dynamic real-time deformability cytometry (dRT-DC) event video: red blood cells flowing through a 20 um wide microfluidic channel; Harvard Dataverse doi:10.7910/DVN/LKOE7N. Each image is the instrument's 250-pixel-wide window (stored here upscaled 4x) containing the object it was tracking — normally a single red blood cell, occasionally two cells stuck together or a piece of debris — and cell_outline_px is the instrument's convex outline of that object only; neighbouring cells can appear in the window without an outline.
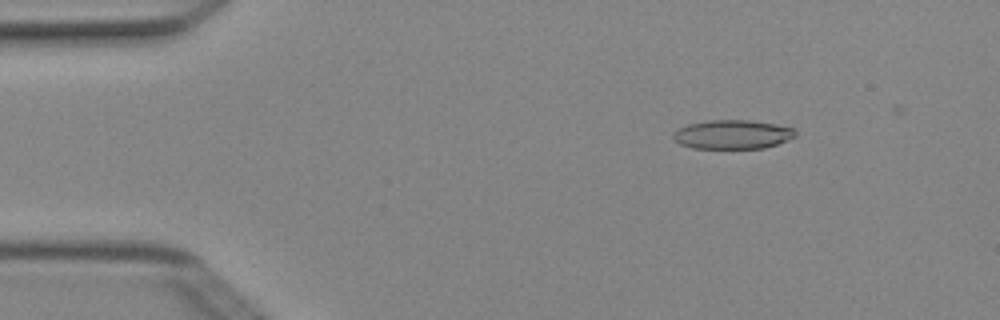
{"species": "Egyptian fruit bat (a non-hibernating species)", "species_latin": "Rousettus aegyptiacus", "temperature_condition": "cold", "stored_images_in_passage": 4, "camera_frame_rate_fps": 3000, "um_per_image_px": 0.085, "animal": {"sex": "female"}, "frame": {"image": 1, "passage_image": 2, "time_ms": 0.333, "image_size_px": [1000, 320], "cell_outline_px": [[796, 136], [788, 140], [764, 148], [692, 148], [680, 144], [672, 136], [680, 128], [688, 124], [704, 120], [752, 120], [776, 124], [796, 128]], "centroid_in_image_um": [62.31, 11.42], "position_along_channel_um": 22.7, "area_um2": 20.69}}